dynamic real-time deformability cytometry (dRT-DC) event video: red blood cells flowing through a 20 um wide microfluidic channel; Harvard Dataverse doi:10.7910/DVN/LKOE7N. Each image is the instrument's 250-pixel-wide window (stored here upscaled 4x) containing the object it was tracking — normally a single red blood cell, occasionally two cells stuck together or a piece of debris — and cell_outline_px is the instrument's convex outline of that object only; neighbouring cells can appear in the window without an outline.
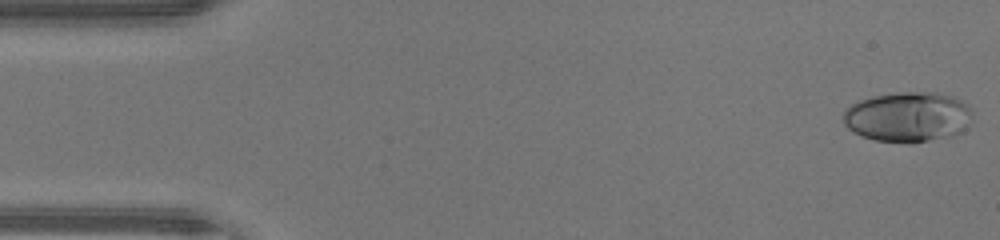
{"species": "human", "species_latin": "Homo sapiens", "temperature_condition": "warm", "stored_images_in_passage": 46, "camera_frame_rate_fps": 3000, "um_per_image_px": 0.085, "donor": {"sex": "male"}, "frame": {"image": 1, "passage_image": 1, "time_ms": 0.0, "image_size_px": [1000, 240], "cell_outline_px": [[972, 112], [964, 128], [960, 132], [952, 136], [928, 140], [876, 140], [860, 136], [852, 132], [844, 124], [844, 112], [852, 104], [860, 100], [872, 96], [896, 92], [936, 92], [952, 96], [968, 104], [972, 108]], "centroid_in_image_um": [77.16, 9.89], "position_along_channel_um": 7.8, "area_um2": 37.05}}
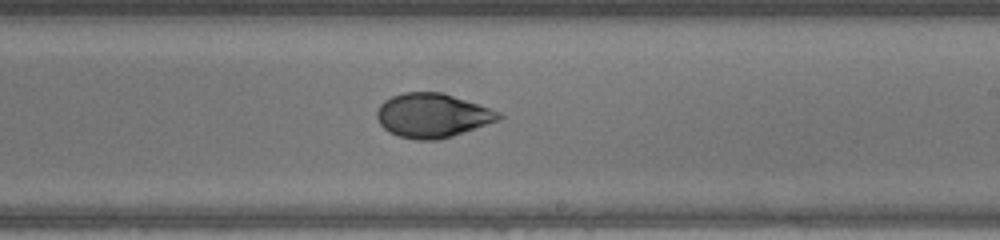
{"frame": {"image": 2, "passage_image": 27, "time_ms": 8.667, "image_size_px": [1000, 240], "cell_outline_px": [[504, 116], [500, 120], [452, 136], [436, 140], [416, 140], [400, 136], [388, 132], [380, 124], [376, 116], [376, 112], [380, 104], [384, 100], [392, 96], [404, 92], [440, 92], [500, 112]], "centroid_in_image_um": [36.72, 9.82], "position_along_channel_um": 252.3, "area_um2": 31.1}}
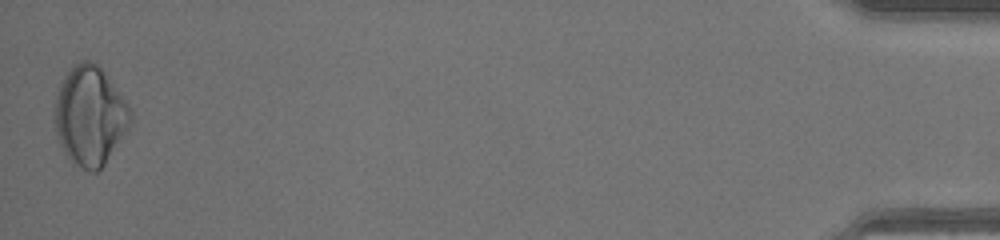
{"frame": {"image": 3, "passage_image": 46, "time_ms": 15.0, "image_size_px": [1000, 240], "cell_outline_px": [[132, 120], [128, 128], [104, 164], [96, 172], [88, 172], [72, 164], [64, 152], [60, 144], [56, 132], [52, 112], [56, 96], [60, 84], [64, 76], [72, 64], [80, 60], [88, 60], [96, 64], [108, 76], [132, 108]], "centroid_in_image_um": [7.62, 9.83], "position_along_channel_um": 427.6, "area_um2": 44.27}, "authors_computed_cell_mechanics": {"area_um2": 33.3217, "velocity_mm_per_s": 4.4052, "shape_relaxation_time_tau1_ms": 7.6784, "shape_relaxation_time_tau2_ms": 1.2923, "deformation_change_tau1": 0.2578, "deformation_change_tau2": 0.0403}}